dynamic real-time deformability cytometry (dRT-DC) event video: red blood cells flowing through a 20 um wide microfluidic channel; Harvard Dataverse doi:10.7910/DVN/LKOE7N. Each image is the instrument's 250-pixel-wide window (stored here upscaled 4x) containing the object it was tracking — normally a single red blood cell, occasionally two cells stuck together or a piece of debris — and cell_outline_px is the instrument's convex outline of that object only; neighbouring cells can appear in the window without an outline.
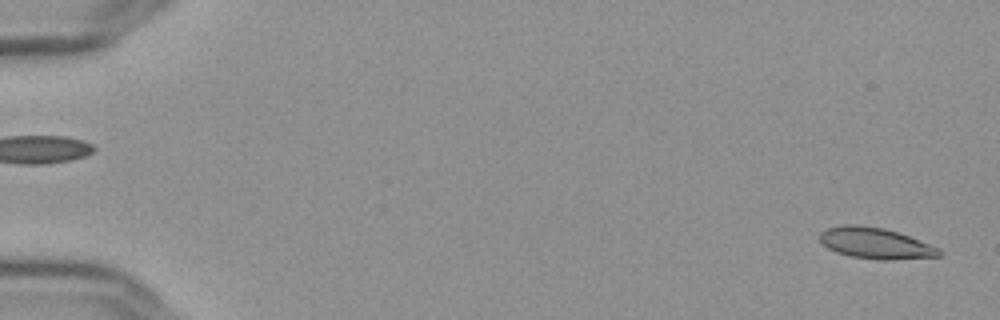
{"species": "Egyptian fruit bat (a non-hibernating species)", "species_latin": "Rousettus aegyptiacus", "temperature_condition": "cold", "stored_images_in_passage": 56, "camera_frame_rate_fps": 3000, "um_per_image_px": 0.085, "frame": {"image": 1, "passage_image": 2, "time_ms": 0.333, "image_size_px": [1000, 320], "cell_outline_px": [[940, 256], [856, 256], [840, 252], [824, 244], [820, 240], [820, 236], [824, 232], [832, 228], [880, 228], [896, 232], [908, 236], [936, 248], [940, 252]], "centroid_in_image_um": [74.42, 20.65], "position_along_channel_um": 10.6, "area_um2": 18.21}}
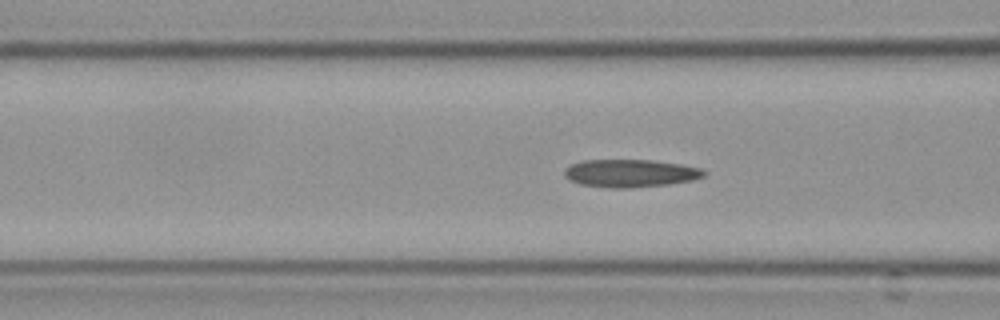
{"frame": {"image": 2, "passage_image": 23, "time_ms": 7.333, "image_size_px": [1000, 320], "cell_outline_px": [[704, 172], [700, 176], [688, 180], [660, 184], [584, 184], [572, 180], [568, 176], [568, 168], [572, 164], [588, 160], [640, 160], [676, 164], [696, 168]], "centroid_in_image_um": [53.56, 14.65], "position_along_channel_um": 113.0, "area_um2": 19.65}}
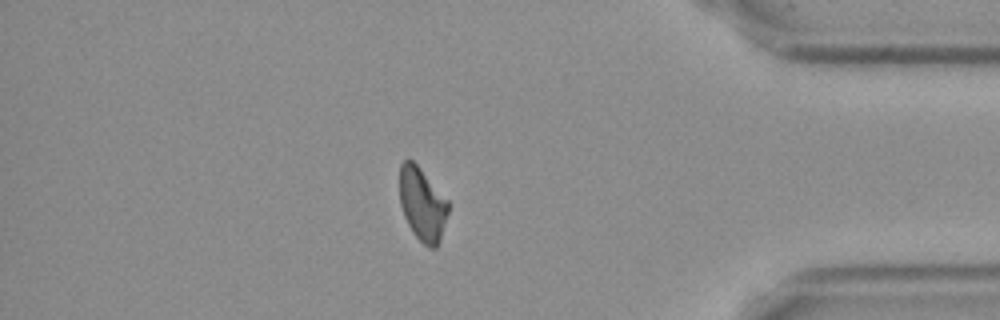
{"frame": {"image": 3, "passage_image": 49, "time_ms": 16.0, "image_size_px": [1000, 320], "cell_outline_px": [[448, 212], [436, 248], [432, 248], [424, 244], [416, 236], [404, 212], [400, 200], [400, 164], [404, 160], [412, 160], [416, 164], [448, 200]], "centroid_in_image_um": [35.9, 17.32], "position_along_channel_um": 399.3, "area_um2": 19.88}, "authors_computed_cell_mechanics": {"area_um2": 19.7387, "velocity_mm_per_s": 3.6283, "shape_relaxation_time_tau1_ms": null, "shape_relaxation_time_tau2_ms": 6.0892, "deformation_change_tau1": null, "deformation_change_tau2": 0.1513}}